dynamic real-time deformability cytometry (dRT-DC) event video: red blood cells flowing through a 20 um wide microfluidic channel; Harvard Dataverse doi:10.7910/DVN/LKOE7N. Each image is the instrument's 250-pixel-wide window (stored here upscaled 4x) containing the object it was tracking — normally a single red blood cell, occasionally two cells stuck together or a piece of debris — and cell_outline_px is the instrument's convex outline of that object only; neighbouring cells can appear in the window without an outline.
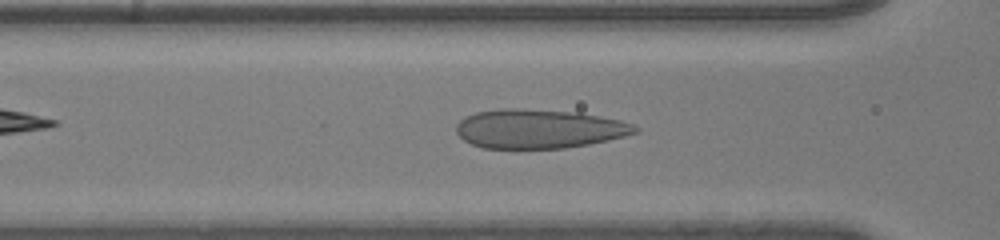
{"species": "human", "species_latin": "Homo sapiens", "temperature_condition": "room temperature", "stored_images_in_passage": 29, "camera_frame_rate_fps": 3000, "um_per_image_px": 0.085, "donor": {"sex": "male"}, "frame": {"image": 1, "passage_image": 6, "time_ms": 1.667, "image_size_px": [1000, 240], "cell_outline_px": [[640, 128], [636, 132], [624, 136], [608, 140], [588, 144], [564, 148], [484, 148], [472, 144], [464, 140], [456, 132], [456, 124], [464, 116], [476, 112], [504, 108], [516, 108], [580, 112], [620, 120], [632, 124]], "centroid_in_image_um": [45.79, 10.94], "position_along_channel_um": 120.8, "area_um2": 40.75}}
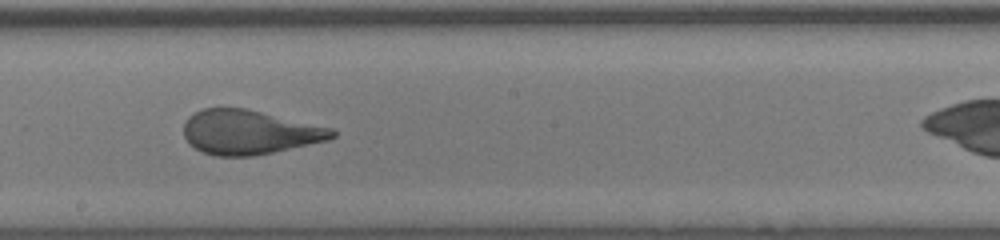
{"frame": {"image": 2, "passage_image": 14, "time_ms": 4.333, "image_size_px": [1000, 240], "cell_outline_px": [[336, 136], [328, 140], [272, 152], [252, 156], [212, 156], [188, 144], [184, 136], [184, 124], [188, 116], [204, 108], [248, 108], [332, 128], [336, 132]], "centroid_in_image_um": [21.17, 11.23], "position_along_channel_um": 227.0, "area_um2": 38.32}}
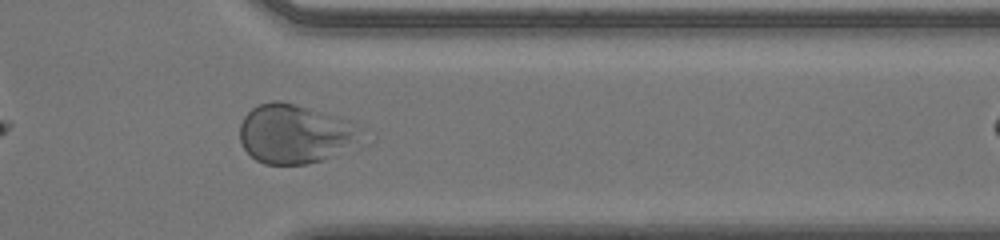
{"frame": {"image": 3, "passage_image": 26, "time_ms": 8.333, "image_size_px": [1000, 240], "cell_outline_px": [[356, 120], [352, 132], [348, 140], [328, 156], [320, 160], [308, 164], [264, 164], [256, 160], [244, 148], [240, 140], [240, 124], [244, 116], [252, 108], [260, 104], [272, 100], [280, 100]], "centroid_in_image_um": [24.85, 11.32], "position_along_channel_um": 386.5, "area_um2": 40.06}}